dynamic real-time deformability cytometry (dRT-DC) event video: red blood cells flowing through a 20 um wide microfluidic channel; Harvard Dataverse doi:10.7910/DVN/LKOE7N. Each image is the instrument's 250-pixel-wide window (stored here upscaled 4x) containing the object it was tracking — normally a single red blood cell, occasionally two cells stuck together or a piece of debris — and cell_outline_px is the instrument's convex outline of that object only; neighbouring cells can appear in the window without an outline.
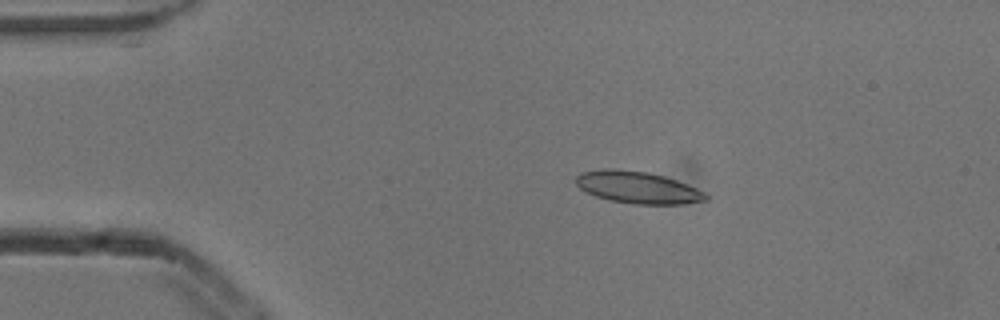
{"species": "common noctule bat (a hibernating species)", "species_latin": "Nyctalus noctula", "temperature_condition": "cold", "stored_images_in_passage": 4, "camera_frame_rate_fps": 3000, "um_per_image_px": 0.085, "animal": {"sex": "male", "body_mass_g": 13.3}, "frame": {"image": 1, "passage_image": 3, "time_ms": 0.667, "image_size_px": [1000, 320], "cell_outline_px": [[708, 200], [684, 204], [632, 204], [608, 200], [596, 196], [580, 188], [576, 184], [576, 176], [580, 172], [604, 168], [612, 168], [648, 172], [664, 176], [688, 184], [704, 192], [708, 196]], "centroid_in_image_um": [54.2, 15.93], "position_along_channel_um": 30.8, "area_um2": 24.33}}